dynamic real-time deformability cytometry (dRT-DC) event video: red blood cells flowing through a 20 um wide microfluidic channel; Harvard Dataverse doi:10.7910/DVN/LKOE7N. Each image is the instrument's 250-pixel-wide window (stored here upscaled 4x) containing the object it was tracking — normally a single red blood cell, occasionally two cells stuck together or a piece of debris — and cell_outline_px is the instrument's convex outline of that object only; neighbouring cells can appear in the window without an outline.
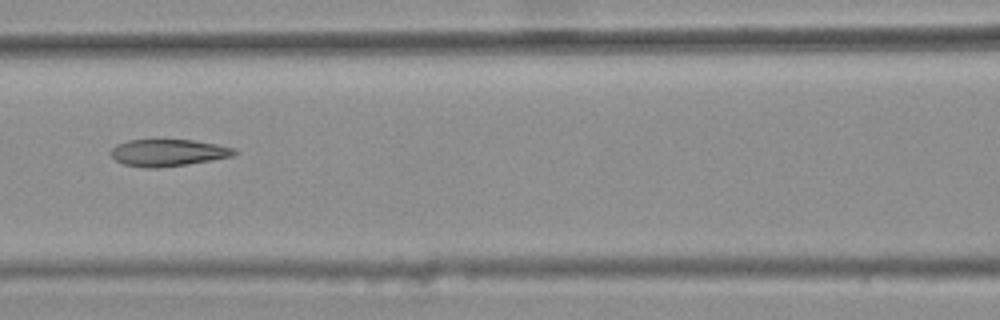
{"species": "common noctule bat (a hibernating species)", "species_latin": "Nyctalus noctula", "temperature_condition": "warm", "stored_images_in_passage": 10, "camera_frame_rate_fps": 3000, "um_per_image_px": 0.085, "animal": {"sex": "female", "body_mass_g": 25.1}, "frame": {"image": 1, "passage_image": 7, "time_ms": 2.0, "image_size_px": [1000, 320], "cell_outline_px": [[236, 152], [232, 156], [188, 164], [160, 168], [144, 168], [124, 164], [116, 160], [108, 152], [116, 144], [128, 140], [192, 140], [216, 144], [236, 148]], "centroid_in_image_um": [14.25, 12.98], "position_along_channel_um": 152.4, "area_um2": 19.36}}
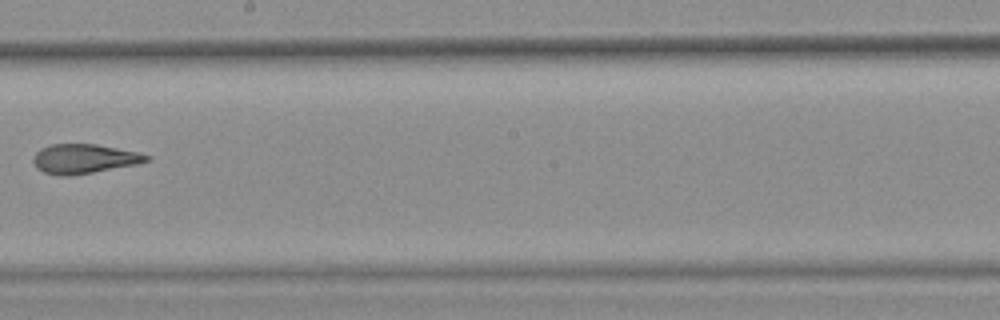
{"frame": {"image": 2, "passage_image": 9, "time_ms": 2.667, "image_size_px": [1000, 320], "cell_outline_px": [[152, 156], [148, 160], [136, 164], [92, 172], [68, 176], [64, 176], [44, 172], [36, 168], [32, 160], [36, 152], [40, 148], [52, 144], [96, 144], [136, 152]], "centroid_in_image_um": [7.1, 13.49], "position_along_channel_um": 241.1, "area_um2": 19.13}}
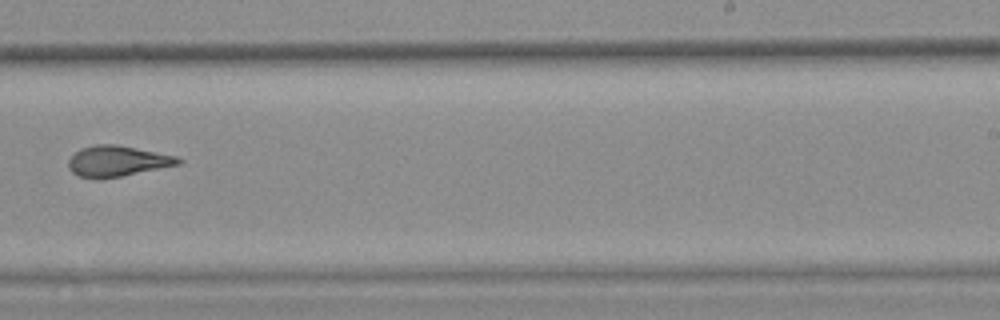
{"frame": {"image": 3, "passage_image": 10, "time_ms": 3.0, "image_size_px": [1000, 320], "cell_outline_px": [[184, 160], [180, 164], [120, 176], [76, 176], [68, 168], [68, 160], [80, 148], [96, 144], [116, 144], [176, 156]], "centroid_in_image_um": [9.98, 13.66], "position_along_channel_um": 279.0, "area_um2": 19.07}}